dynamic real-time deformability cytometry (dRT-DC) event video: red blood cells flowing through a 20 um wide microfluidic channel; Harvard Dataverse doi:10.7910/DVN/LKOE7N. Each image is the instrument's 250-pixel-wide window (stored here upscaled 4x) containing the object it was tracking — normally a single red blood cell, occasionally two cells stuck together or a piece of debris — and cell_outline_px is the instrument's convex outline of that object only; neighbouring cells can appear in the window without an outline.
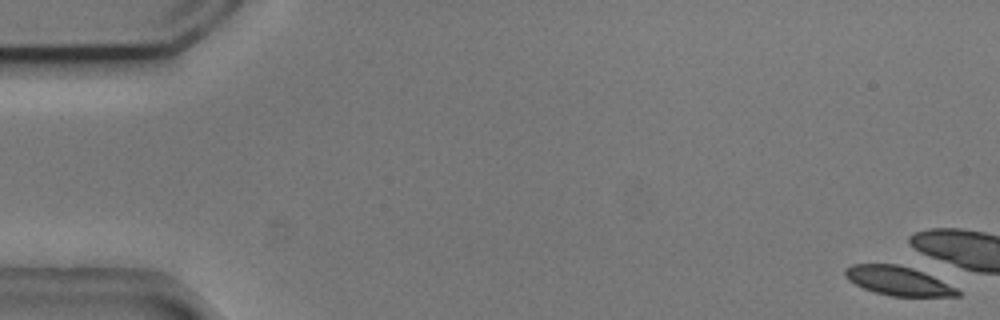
{"species": "common noctule bat (a hibernating species)", "species_latin": "Nyctalus noctula", "temperature_condition": "cold", "stored_images_in_passage": 8, "camera_frame_rate_fps": 3000, "um_per_image_px": 0.085, "animal": {"sex": "male", "body_mass_g": 20.5, "forearm_length_mm": 52.5}, "frame": {"image": 1, "passage_image": 1, "time_ms": 0.0, "image_size_px": [1000, 320], "cell_outline_px": [[960, 296], [892, 296], [876, 292], [864, 288], [848, 280], [844, 276], [844, 268], [852, 264], [896, 264], [912, 268], [932, 276], [956, 288], [960, 292]], "centroid_in_image_um": [76.3, 23.86], "position_along_channel_um": 8.7, "area_um2": 18.79}}
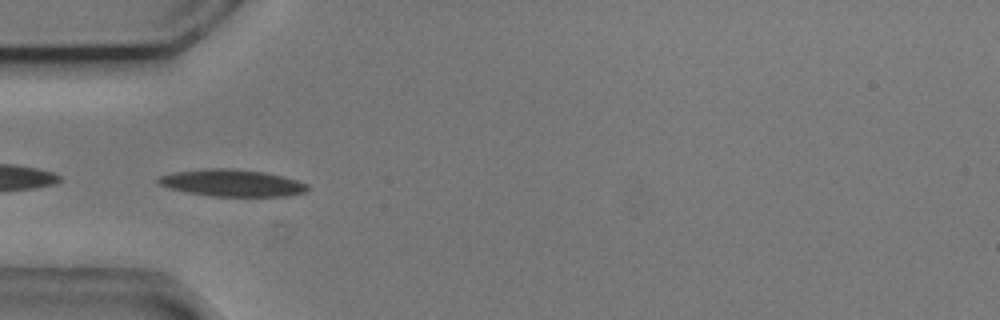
{"frame": {"image": 2, "passage_image": 6, "time_ms": 1.667, "image_size_px": [1000, 320], "cell_outline_px": [[308, 188], [304, 192], [288, 196], [212, 196], [188, 192], [168, 188], [160, 184], [156, 180], [156, 176], [172, 172], [208, 168], [232, 168], [264, 172], [296, 180], [308, 184]], "centroid_in_image_um": [19.67, 15.54], "position_along_channel_um": 65.3, "area_um2": 23.41}}